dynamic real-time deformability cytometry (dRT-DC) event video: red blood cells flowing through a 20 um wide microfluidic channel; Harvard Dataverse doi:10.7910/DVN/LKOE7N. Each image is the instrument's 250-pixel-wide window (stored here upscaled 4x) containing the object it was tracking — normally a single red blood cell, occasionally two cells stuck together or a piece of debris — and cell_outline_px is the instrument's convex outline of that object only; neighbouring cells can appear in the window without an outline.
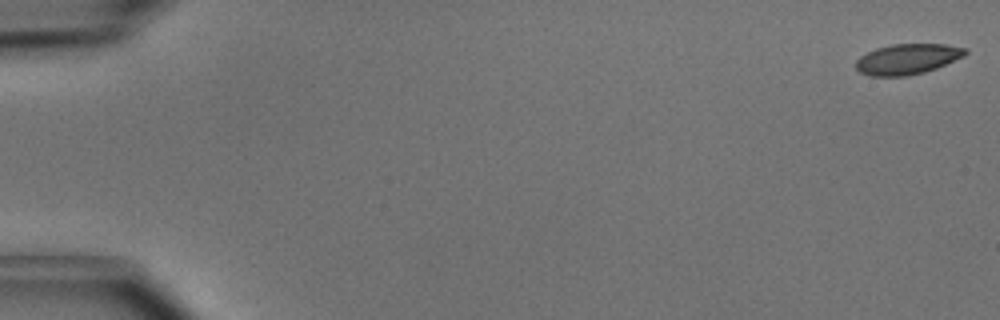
{"species": "common noctule bat (a hibernating species)", "species_latin": "Nyctalus noctula", "temperature_condition": "cold", "stored_images_in_passage": 13, "camera_frame_rate_fps": 3000, "um_per_image_px": 0.085, "animal": {"sex": "male", "body_mass_g": 15.6}, "frame": {"image": 1, "passage_image": 1, "time_ms": 0.0, "image_size_px": [1000, 320], "cell_outline_px": [[968, 52], [964, 56], [936, 68], [924, 72], [908, 76], [868, 76], [860, 72], [856, 68], [856, 60], [860, 56], [876, 48], [892, 44], [944, 44], [968, 48]], "centroid_in_image_um": [77.13, 5.02], "position_along_channel_um": 7.9, "area_um2": 19.48}}